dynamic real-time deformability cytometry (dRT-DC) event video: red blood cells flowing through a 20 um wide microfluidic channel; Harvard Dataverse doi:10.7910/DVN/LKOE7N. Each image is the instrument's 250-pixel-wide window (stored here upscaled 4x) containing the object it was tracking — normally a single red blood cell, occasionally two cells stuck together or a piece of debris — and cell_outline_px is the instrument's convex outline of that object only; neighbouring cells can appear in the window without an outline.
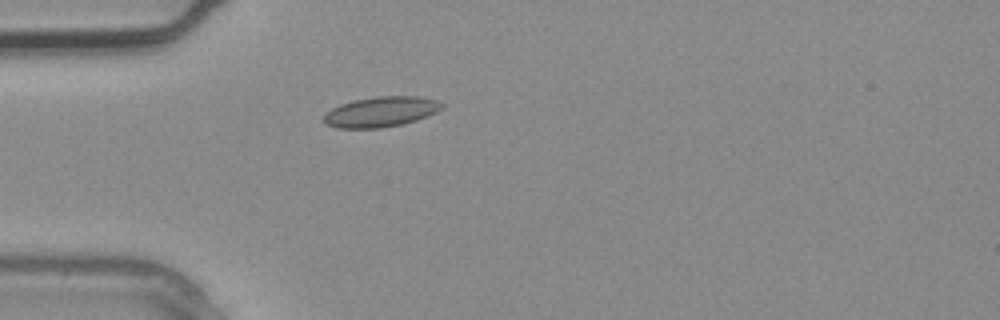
{"species": "common noctule bat (a hibernating species)", "species_latin": "Nyctalus noctula", "temperature_condition": "warm", "stored_images_in_passage": 3, "camera_frame_rate_fps": 3000, "um_per_image_px": 0.085, "animal": {"sex": "male", "body_mass_g": 20.4}, "frame": {"image": 1, "passage_image": 3, "time_ms": 0.667, "image_size_px": [1000, 320], "cell_outline_px": [[444, 108], [436, 112], [416, 120], [400, 124], [380, 128], [336, 128], [324, 124], [324, 116], [332, 108], [340, 104], [352, 100], [376, 96], [420, 96], [436, 100], [444, 104]], "centroid_in_image_um": [32.37, 9.49], "position_along_channel_um": 52.6, "area_um2": 20.87}}